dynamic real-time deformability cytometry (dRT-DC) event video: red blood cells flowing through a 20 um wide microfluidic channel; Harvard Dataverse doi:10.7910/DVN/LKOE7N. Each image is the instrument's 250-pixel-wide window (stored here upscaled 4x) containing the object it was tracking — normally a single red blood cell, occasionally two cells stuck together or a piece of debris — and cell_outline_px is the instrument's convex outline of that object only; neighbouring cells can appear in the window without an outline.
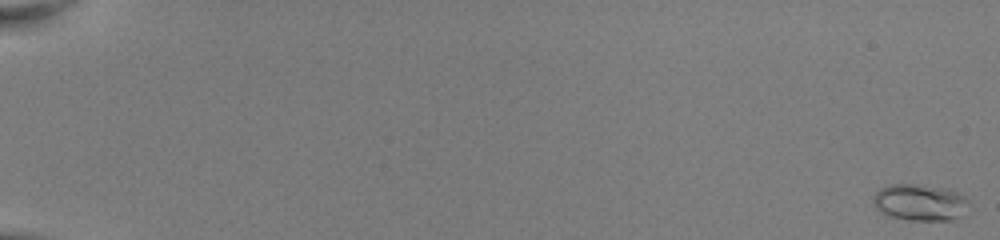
{"species": "common noctule bat (a hibernating species)", "species_latin": "Nyctalus noctula", "temperature_condition": "room temperature", "stored_images_in_passage": 52, "camera_frame_rate_fps": 3000, "um_per_image_px": 0.085, "animal": {"sex": "female", "body_mass_g": 22.0, "forearm_length_mm": 56.7}, "frame": {"image": 1, "passage_image": 1, "time_ms": 0.0, "image_size_px": [1000, 240], "cell_outline_px": [[968, 200], [960, 216], [952, 220], [908, 220], [892, 216], [880, 212], [876, 208], [872, 200], [872, 196], [880, 188], [888, 184], [916, 184], [948, 188], [960, 192]], "centroid_in_image_um": [78.16, 17.18], "position_along_channel_um": 6.8, "area_um2": 20.4}}
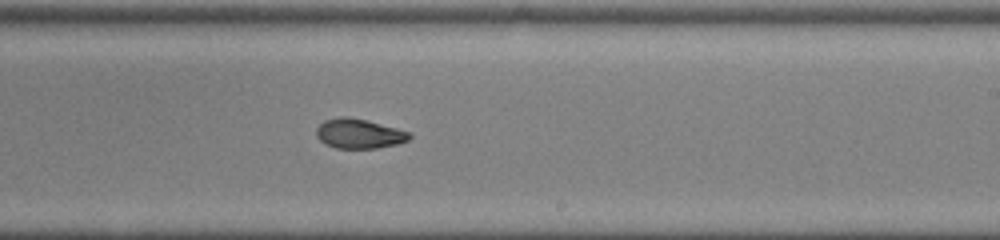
{"frame": {"image": 2, "passage_image": 35, "time_ms": 11.333, "image_size_px": [1000, 240], "cell_outline_px": [[412, 136], [408, 140], [396, 144], [376, 148], [336, 148], [324, 144], [316, 136], [316, 128], [324, 120], [340, 116], [348, 116], [396, 128], [408, 132]], "centroid_in_image_um": [30.47, 11.36], "position_along_channel_um": 258.5, "area_um2": 15.95}}
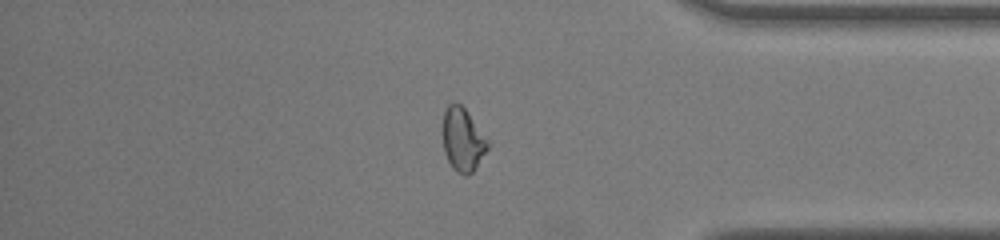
{"frame": {"image": 3, "passage_image": 46, "time_ms": 15.0, "image_size_px": [1000, 240], "cell_outline_px": [[488, 148], [476, 168], [468, 176], [464, 176], [456, 172], [452, 168], [444, 152], [440, 132], [440, 128], [444, 112], [448, 104], [452, 100], [456, 100], [464, 108], [488, 144]], "centroid_in_image_um": [39.24, 11.87], "position_along_channel_um": 396.0, "area_um2": 16.76}}